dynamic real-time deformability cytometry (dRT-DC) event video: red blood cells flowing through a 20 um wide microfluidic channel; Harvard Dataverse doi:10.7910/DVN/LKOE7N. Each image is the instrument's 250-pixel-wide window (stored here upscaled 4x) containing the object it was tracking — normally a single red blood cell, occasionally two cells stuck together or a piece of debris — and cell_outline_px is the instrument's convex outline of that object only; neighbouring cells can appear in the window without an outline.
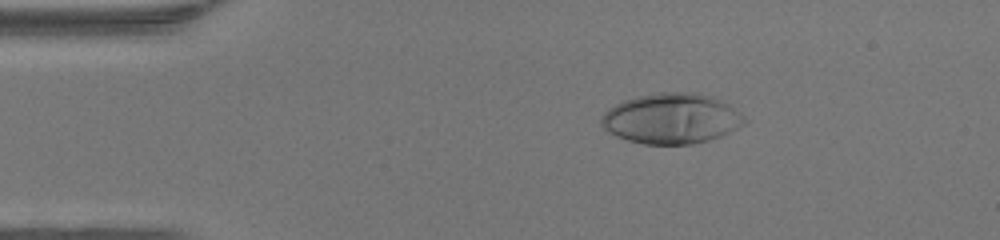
{"species": "human", "species_latin": "Homo sapiens", "temperature_condition": "warm", "stored_images_in_passage": 47, "camera_frame_rate_fps": 3000, "um_per_image_px": 0.085, "donor": {"sex": "female"}, "frame": {"image": 1, "passage_image": 8, "time_ms": 2.333, "image_size_px": [1000, 240], "cell_outline_px": [[748, 120], [744, 124], [720, 136], [708, 140], [692, 144], [644, 144], [628, 140], [616, 136], [608, 132], [600, 124], [600, 116], [608, 108], [624, 100], [636, 96], [660, 92], [696, 92], [712, 96], [724, 100], [744, 116]], "centroid_in_image_um": [57.07, 10.06], "position_along_channel_um": 27.9, "area_um2": 42.31}}
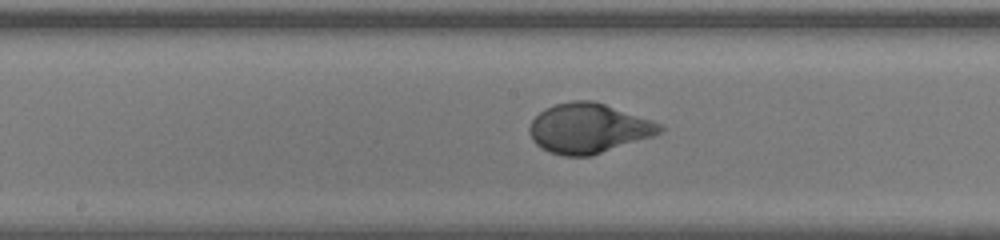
{"frame": {"image": 2, "passage_image": 24, "time_ms": 7.667, "image_size_px": [1000, 240], "cell_outline_px": [[664, 128], [660, 132], [652, 136], [592, 156], [564, 156], [548, 152], [540, 148], [532, 140], [528, 132], [528, 128], [532, 120], [544, 108], [556, 104], [572, 100], [592, 100], [652, 120], [660, 124]], "centroid_in_image_um": [49.97, 10.91], "position_along_channel_um": 198.2, "area_um2": 37.8}}
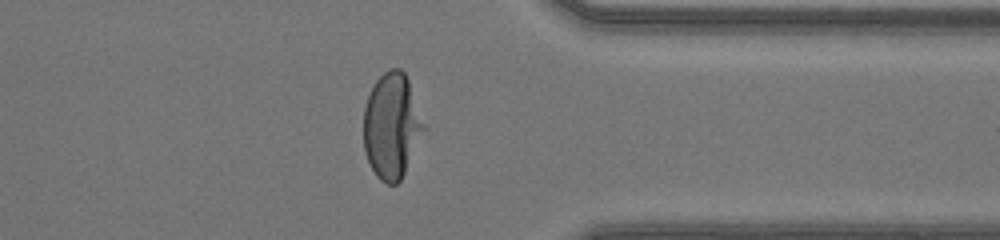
{"frame": {"image": 3, "passage_image": 37, "time_ms": 12.0, "image_size_px": [1000, 240], "cell_outline_px": [[424, 128], [404, 172], [400, 180], [396, 184], [388, 184], [380, 180], [376, 176], [368, 160], [364, 148], [364, 108], [368, 96], [376, 80], [388, 68], [400, 68], [404, 72], [408, 80], [424, 124]], "centroid_in_image_um": [33.26, 10.68], "position_along_channel_um": 378.1, "area_um2": 36.13}, "authors_computed_cell_mechanics": {"area_um2": 37.7434, "velocity_mm_per_s": 4.3432, "shape_relaxation_time_tau1_ms": 3.9047, "shape_relaxation_time_tau2_ms": null, "deformation_change_tau1": 0.2514, "deformation_change_tau2": null}}